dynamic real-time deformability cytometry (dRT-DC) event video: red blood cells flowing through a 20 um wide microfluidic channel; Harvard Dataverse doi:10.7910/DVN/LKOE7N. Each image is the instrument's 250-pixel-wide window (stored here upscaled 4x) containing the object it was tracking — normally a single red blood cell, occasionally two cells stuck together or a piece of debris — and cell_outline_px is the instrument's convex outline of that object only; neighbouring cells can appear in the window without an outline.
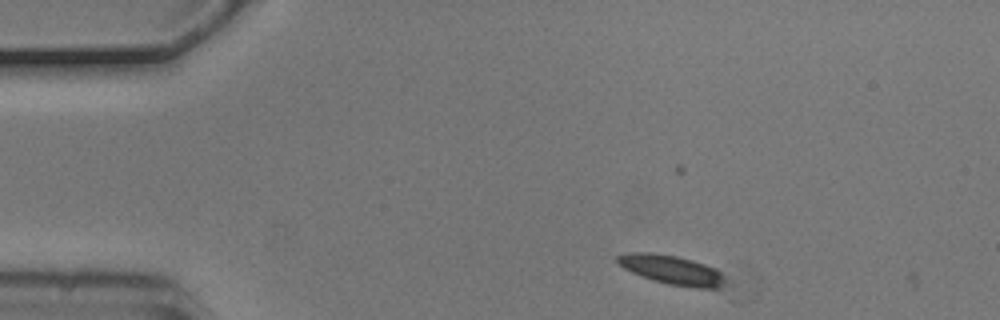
{"species": "common noctule bat (a hibernating species)", "species_latin": "Nyctalus noctula", "temperature_condition": "cold", "stored_images_in_passage": 3, "camera_frame_rate_fps": 3000, "um_per_image_px": 0.085, "animal": {"sex": "male", "body_mass_g": 20.5, "forearm_length_mm": 52.5}, "frame": {"image": 1, "passage_image": 1, "time_ms": 0.0, "image_size_px": [1000, 320], "cell_outline_px": [[736, 284], [720, 288], [696, 288], [668, 284], [652, 280], [632, 272], [624, 268], [616, 260], [616, 256], [632, 252], [652, 252], [676, 256], [692, 260], [716, 268], [732, 280]], "centroid_in_image_um": [57.29, 22.97], "position_along_channel_um": 27.7, "area_um2": 18.96}}